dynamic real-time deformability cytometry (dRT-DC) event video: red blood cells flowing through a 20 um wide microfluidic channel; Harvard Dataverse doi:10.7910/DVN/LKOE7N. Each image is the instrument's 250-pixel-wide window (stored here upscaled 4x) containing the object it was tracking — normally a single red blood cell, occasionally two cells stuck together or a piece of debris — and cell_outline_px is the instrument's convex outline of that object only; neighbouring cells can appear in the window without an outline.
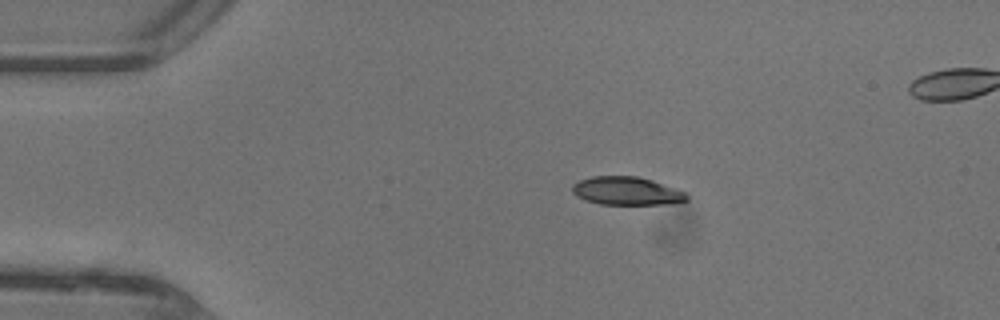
{"species": "common noctule bat (a hibernating species)", "species_latin": "Nyctalus noctula", "temperature_condition": "warm", "stored_images_in_passage": 28, "camera_frame_rate_fps": 3000, "um_per_image_px": 0.085, "animal": {"sex": "female"}, "frame": {"image": 1, "passage_image": 1, "time_ms": 0.0, "image_size_px": [1000, 320], "cell_outline_px": [[688, 200], [672, 204], [600, 204], [584, 200], [576, 196], [572, 192], [572, 184], [580, 180], [592, 176], [636, 176], [652, 180], [688, 192]], "centroid_in_image_um": [53.28, 16.23], "position_along_channel_um": 31.7, "area_um2": 19.02}}
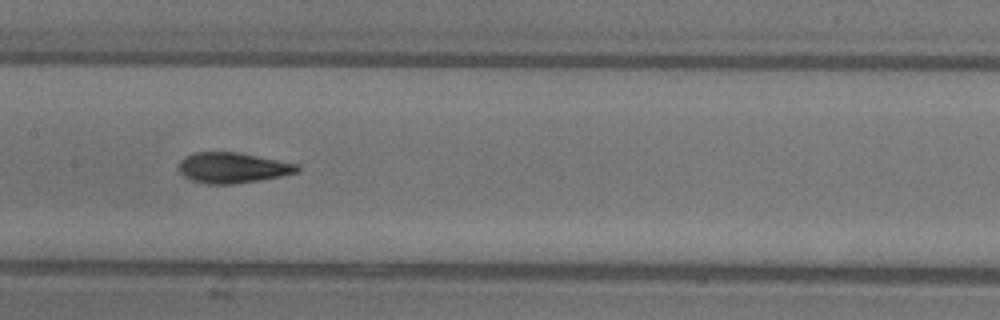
{"frame": {"image": 2, "passage_image": 15, "time_ms": 4.667, "image_size_px": [1000, 320], "cell_outline_px": [[300, 168], [296, 172], [280, 176], [260, 180], [232, 184], [208, 184], [192, 180], [184, 176], [176, 168], [180, 160], [184, 156], [196, 152], [240, 152], [300, 164]], "centroid_in_image_um": [19.75, 14.25], "position_along_channel_um": 187.6, "area_um2": 21.27}}
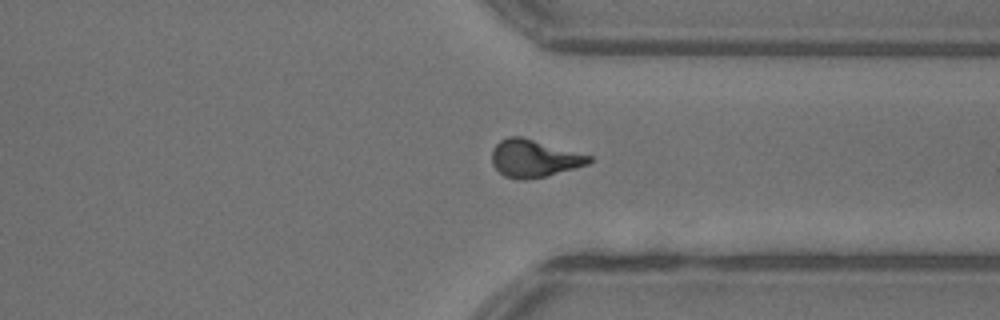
{"frame": {"image": 3, "passage_image": 27, "time_ms": 8.667, "image_size_px": [1000, 320], "cell_outline_px": [[592, 160], [588, 164], [576, 168], [548, 176], [524, 180], [520, 180], [504, 176], [492, 164], [492, 148], [500, 140], [508, 136], [520, 136], [592, 156]], "centroid_in_image_um": [45.38, 13.47], "position_along_channel_um": 366.0, "area_um2": 21.21}}